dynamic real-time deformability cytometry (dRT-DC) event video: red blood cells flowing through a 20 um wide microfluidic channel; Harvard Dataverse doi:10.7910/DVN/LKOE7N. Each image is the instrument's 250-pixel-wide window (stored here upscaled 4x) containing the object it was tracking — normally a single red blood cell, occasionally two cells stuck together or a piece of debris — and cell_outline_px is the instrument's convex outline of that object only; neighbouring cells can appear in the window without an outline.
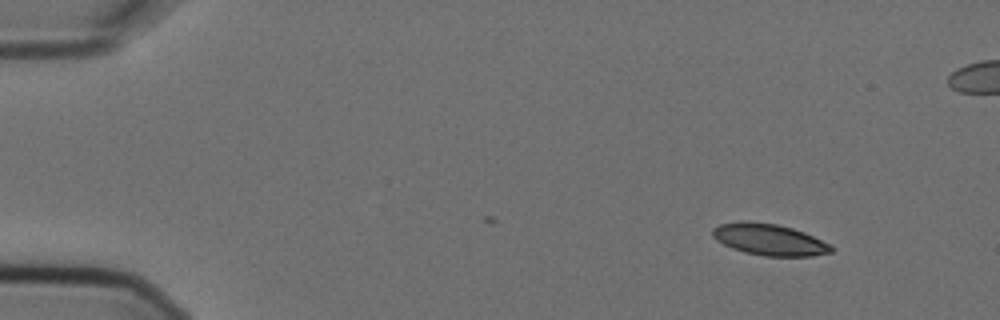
{"species": "Egyptian fruit bat (a non-hibernating species)", "species_latin": "Rousettus aegyptiacus", "temperature_condition": "cold", "stored_images_in_passage": 5, "camera_frame_rate_fps": 3000, "um_per_image_px": 0.085, "animal": {"sex": "female"}, "frame": {"image": 1, "passage_image": 1, "time_ms": 0.0, "image_size_px": [1000, 320], "cell_outline_px": [[836, 248], [832, 252], [812, 256], [764, 256], [744, 252], [732, 248], [716, 240], [712, 236], [712, 228], [720, 224], [740, 220], [748, 220], [776, 224], [792, 228], [804, 232], [832, 244]], "centroid_in_image_um": [65.4, 20.36], "position_along_channel_um": 19.6, "area_um2": 22.08}}